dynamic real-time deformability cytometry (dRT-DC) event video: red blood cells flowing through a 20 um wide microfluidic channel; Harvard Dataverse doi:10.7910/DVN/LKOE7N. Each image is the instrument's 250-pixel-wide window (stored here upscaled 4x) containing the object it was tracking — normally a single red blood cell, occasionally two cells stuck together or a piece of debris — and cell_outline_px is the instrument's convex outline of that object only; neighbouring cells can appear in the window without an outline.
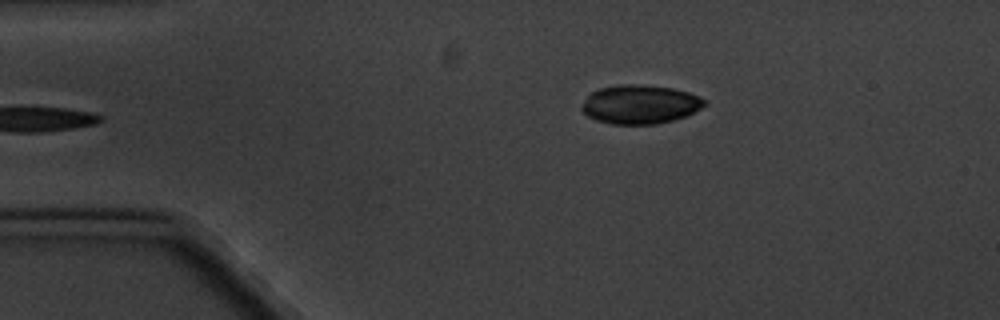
{"species": "common noctule bat (a hibernating species)", "species_latin": "Nyctalus noctula", "temperature_condition": "cold", "stored_images_in_passage": 4, "camera_frame_rate_fps": 3000, "um_per_image_px": 0.085, "animal": {"sex": "male", "body_mass_g": 20.1, "forearm_length_mm": 53.5}, "frame": {"image": 1, "passage_image": 4, "time_ms": 3.667, "image_size_px": [1000, 320], "cell_outline_px": [[708, 104], [688, 116], [656, 124], [612, 124], [596, 120], [588, 116], [580, 108], [588, 96], [592, 92], [600, 88], [616, 84], [632, 84], [672, 88], [688, 92], [700, 96]], "centroid_in_image_um": [54.43, 8.87], "position_along_channel_um": 30.6, "area_um2": 27.8}}